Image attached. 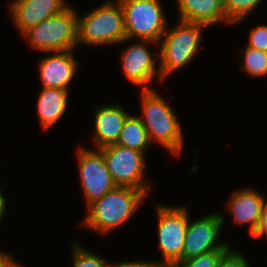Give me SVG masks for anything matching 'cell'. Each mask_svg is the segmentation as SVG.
Wrapping results in <instances>:
<instances>
[{"mask_svg":"<svg viewBox=\"0 0 267 267\" xmlns=\"http://www.w3.org/2000/svg\"><path fill=\"white\" fill-rule=\"evenodd\" d=\"M176 26H169L158 43L160 51L157 60L162 80L188 65L199 52L203 24L178 20ZM159 59V60H158Z\"/></svg>","mask_w":267,"mask_h":267,"instance_id":"cell-3","label":"cell"},{"mask_svg":"<svg viewBox=\"0 0 267 267\" xmlns=\"http://www.w3.org/2000/svg\"><path fill=\"white\" fill-rule=\"evenodd\" d=\"M73 51L46 52L49 56H44L38 66L43 87L70 90L69 85L79 67Z\"/></svg>","mask_w":267,"mask_h":267,"instance_id":"cell-12","label":"cell"},{"mask_svg":"<svg viewBox=\"0 0 267 267\" xmlns=\"http://www.w3.org/2000/svg\"><path fill=\"white\" fill-rule=\"evenodd\" d=\"M69 6L22 33L32 49L46 52L74 50L78 46V15ZM74 48V49H73Z\"/></svg>","mask_w":267,"mask_h":267,"instance_id":"cell-5","label":"cell"},{"mask_svg":"<svg viewBox=\"0 0 267 267\" xmlns=\"http://www.w3.org/2000/svg\"><path fill=\"white\" fill-rule=\"evenodd\" d=\"M13 257V254L11 255L0 250V267H23Z\"/></svg>","mask_w":267,"mask_h":267,"instance_id":"cell-27","label":"cell"},{"mask_svg":"<svg viewBox=\"0 0 267 267\" xmlns=\"http://www.w3.org/2000/svg\"><path fill=\"white\" fill-rule=\"evenodd\" d=\"M3 190L0 188V223L2 221V218L4 219L3 216H5V210H6V198L3 195Z\"/></svg>","mask_w":267,"mask_h":267,"instance_id":"cell-28","label":"cell"},{"mask_svg":"<svg viewBox=\"0 0 267 267\" xmlns=\"http://www.w3.org/2000/svg\"><path fill=\"white\" fill-rule=\"evenodd\" d=\"M228 250H214L199 256L177 261L172 267H217Z\"/></svg>","mask_w":267,"mask_h":267,"instance_id":"cell-22","label":"cell"},{"mask_svg":"<svg viewBox=\"0 0 267 267\" xmlns=\"http://www.w3.org/2000/svg\"><path fill=\"white\" fill-rule=\"evenodd\" d=\"M115 267H172L171 265L164 263L162 261H123V262H115Z\"/></svg>","mask_w":267,"mask_h":267,"instance_id":"cell-25","label":"cell"},{"mask_svg":"<svg viewBox=\"0 0 267 267\" xmlns=\"http://www.w3.org/2000/svg\"><path fill=\"white\" fill-rule=\"evenodd\" d=\"M156 208L158 248L163 256L162 262L173 266L177 261L182 260L189 220L188 207L157 204Z\"/></svg>","mask_w":267,"mask_h":267,"instance_id":"cell-8","label":"cell"},{"mask_svg":"<svg viewBox=\"0 0 267 267\" xmlns=\"http://www.w3.org/2000/svg\"><path fill=\"white\" fill-rule=\"evenodd\" d=\"M124 11L126 39L159 43L169 24L161 0H118Z\"/></svg>","mask_w":267,"mask_h":267,"instance_id":"cell-6","label":"cell"},{"mask_svg":"<svg viewBox=\"0 0 267 267\" xmlns=\"http://www.w3.org/2000/svg\"><path fill=\"white\" fill-rule=\"evenodd\" d=\"M141 92V119L149 140L156 141L170 154L180 156L184 146L183 128L173 108L155 89Z\"/></svg>","mask_w":267,"mask_h":267,"instance_id":"cell-2","label":"cell"},{"mask_svg":"<svg viewBox=\"0 0 267 267\" xmlns=\"http://www.w3.org/2000/svg\"><path fill=\"white\" fill-rule=\"evenodd\" d=\"M181 21L211 27L218 23L232 25L225 16L223 0H176Z\"/></svg>","mask_w":267,"mask_h":267,"instance_id":"cell-16","label":"cell"},{"mask_svg":"<svg viewBox=\"0 0 267 267\" xmlns=\"http://www.w3.org/2000/svg\"><path fill=\"white\" fill-rule=\"evenodd\" d=\"M124 39V11L118 0L104 1L85 16L78 15V45H119Z\"/></svg>","mask_w":267,"mask_h":267,"instance_id":"cell-4","label":"cell"},{"mask_svg":"<svg viewBox=\"0 0 267 267\" xmlns=\"http://www.w3.org/2000/svg\"><path fill=\"white\" fill-rule=\"evenodd\" d=\"M248 260L240 251L230 248L220 259L217 267H250Z\"/></svg>","mask_w":267,"mask_h":267,"instance_id":"cell-24","label":"cell"},{"mask_svg":"<svg viewBox=\"0 0 267 267\" xmlns=\"http://www.w3.org/2000/svg\"><path fill=\"white\" fill-rule=\"evenodd\" d=\"M72 248L73 267H115V262L111 264L106 258L83 248L76 241L73 242Z\"/></svg>","mask_w":267,"mask_h":267,"instance_id":"cell-21","label":"cell"},{"mask_svg":"<svg viewBox=\"0 0 267 267\" xmlns=\"http://www.w3.org/2000/svg\"><path fill=\"white\" fill-rule=\"evenodd\" d=\"M78 173L86 207L100 199L107 192L115 189V184L108 170L103 153L83 147L77 149Z\"/></svg>","mask_w":267,"mask_h":267,"instance_id":"cell-9","label":"cell"},{"mask_svg":"<svg viewBox=\"0 0 267 267\" xmlns=\"http://www.w3.org/2000/svg\"><path fill=\"white\" fill-rule=\"evenodd\" d=\"M263 0H223L225 16L231 24H238L249 17Z\"/></svg>","mask_w":267,"mask_h":267,"instance_id":"cell-20","label":"cell"},{"mask_svg":"<svg viewBox=\"0 0 267 267\" xmlns=\"http://www.w3.org/2000/svg\"><path fill=\"white\" fill-rule=\"evenodd\" d=\"M239 189L228 198L227 208L235 224L249 225V235L252 236L259 224L266 197L250 187Z\"/></svg>","mask_w":267,"mask_h":267,"instance_id":"cell-14","label":"cell"},{"mask_svg":"<svg viewBox=\"0 0 267 267\" xmlns=\"http://www.w3.org/2000/svg\"><path fill=\"white\" fill-rule=\"evenodd\" d=\"M249 34L246 46L267 52V25L258 24Z\"/></svg>","mask_w":267,"mask_h":267,"instance_id":"cell-23","label":"cell"},{"mask_svg":"<svg viewBox=\"0 0 267 267\" xmlns=\"http://www.w3.org/2000/svg\"><path fill=\"white\" fill-rule=\"evenodd\" d=\"M241 51L240 70L254 78L267 76V52L248 46Z\"/></svg>","mask_w":267,"mask_h":267,"instance_id":"cell-19","label":"cell"},{"mask_svg":"<svg viewBox=\"0 0 267 267\" xmlns=\"http://www.w3.org/2000/svg\"><path fill=\"white\" fill-rule=\"evenodd\" d=\"M94 115V132L93 141H95V149L102 148L104 146L116 144L124 121L130 114L121 107L120 104L108 103V105H101L96 107Z\"/></svg>","mask_w":267,"mask_h":267,"instance_id":"cell-15","label":"cell"},{"mask_svg":"<svg viewBox=\"0 0 267 267\" xmlns=\"http://www.w3.org/2000/svg\"><path fill=\"white\" fill-rule=\"evenodd\" d=\"M146 195L144 190L117 186L87 207L82 225L106 236L134 217Z\"/></svg>","mask_w":267,"mask_h":267,"instance_id":"cell-1","label":"cell"},{"mask_svg":"<svg viewBox=\"0 0 267 267\" xmlns=\"http://www.w3.org/2000/svg\"><path fill=\"white\" fill-rule=\"evenodd\" d=\"M224 223L225 217L221 213H210L197 220L189 219L184 238L182 260L214 250H229L231 248L229 243L222 241L218 243Z\"/></svg>","mask_w":267,"mask_h":267,"instance_id":"cell-10","label":"cell"},{"mask_svg":"<svg viewBox=\"0 0 267 267\" xmlns=\"http://www.w3.org/2000/svg\"><path fill=\"white\" fill-rule=\"evenodd\" d=\"M264 236H266L267 239V199L265 200L262 208L259 224L252 237L258 239Z\"/></svg>","mask_w":267,"mask_h":267,"instance_id":"cell-26","label":"cell"},{"mask_svg":"<svg viewBox=\"0 0 267 267\" xmlns=\"http://www.w3.org/2000/svg\"><path fill=\"white\" fill-rule=\"evenodd\" d=\"M116 144L139 152L147 151L151 142L139 117L130 114L127 116Z\"/></svg>","mask_w":267,"mask_h":267,"instance_id":"cell-18","label":"cell"},{"mask_svg":"<svg viewBox=\"0 0 267 267\" xmlns=\"http://www.w3.org/2000/svg\"><path fill=\"white\" fill-rule=\"evenodd\" d=\"M157 42L138 40L131 42L121 53V69L125 79L134 86H140L142 90H151L148 83H152L157 77L158 82H163L160 70L156 68V60L149 49ZM156 76V77H155Z\"/></svg>","mask_w":267,"mask_h":267,"instance_id":"cell-11","label":"cell"},{"mask_svg":"<svg viewBox=\"0 0 267 267\" xmlns=\"http://www.w3.org/2000/svg\"><path fill=\"white\" fill-rule=\"evenodd\" d=\"M103 153L108 170L117 186L144 190L147 194L152 188L145 178L146 156L144 152L112 144L99 148Z\"/></svg>","mask_w":267,"mask_h":267,"instance_id":"cell-7","label":"cell"},{"mask_svg":"<svg viewBox=\"0 0 267 267\" xmlns=\"http://www.w3.org/2000/svg\"><path fill=\"white\" fill-rule=\"evenodd\" d=\"M70 90L42 87L37 100V118L42 130H49L66 113Z\"/></svg>","mask_w":267,"mask_h":267,"instance_id":"cell-17","label":"cell"},{"mask_svg":"<svg viewBox=\"0 0 267 267\" xmlns=\"http://www.w3.org/2000/svg\"><path fill=\"white\" fill-rule=\"evenodd\" d=\"M70 5L65 0H13L9 13L20 34L45 19L63 12Z\"/></svg>","mask_w":267,"mask_h":267,"instance_id":"cell-13","label":"cell"}]
</instances>
